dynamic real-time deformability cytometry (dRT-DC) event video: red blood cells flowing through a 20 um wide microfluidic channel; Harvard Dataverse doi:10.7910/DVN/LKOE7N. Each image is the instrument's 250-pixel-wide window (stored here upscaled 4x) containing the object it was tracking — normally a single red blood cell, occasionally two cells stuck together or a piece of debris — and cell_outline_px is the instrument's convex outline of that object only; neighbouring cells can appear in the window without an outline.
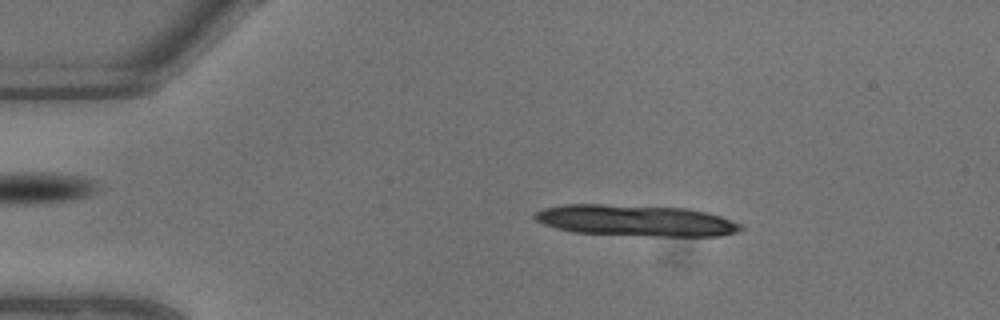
{"species": "common noctule bat (a hibernating species)", "species_latin": "Nyctalus noctula", "temperature_condition": "warm", "stored_images_in_passage": 7, "camera_frame_rate_fps": 3000, "um_per_image_px": 0.085, "animal": {"sex": "male", "body_mass_g": 13.3}, "frame": {"image": 1, "passage_image": 3, "time_ms": 0.667, "image_size_px": [1000, 320], "cell_outline_px": [[744, 228], [736, 232], [720, 236], [652, 236], [572, 232], [556, 228], [544, 224], [536, 220], [532, 216], [536, 212], [544, 208], [564, 204], [604, 204], [692, 208], [708, 212], [744, 224]], "centroid_in_image_um": [54.08, 18.74], "position_along_channel_um": 30.9, "area_um2": 37.86}}
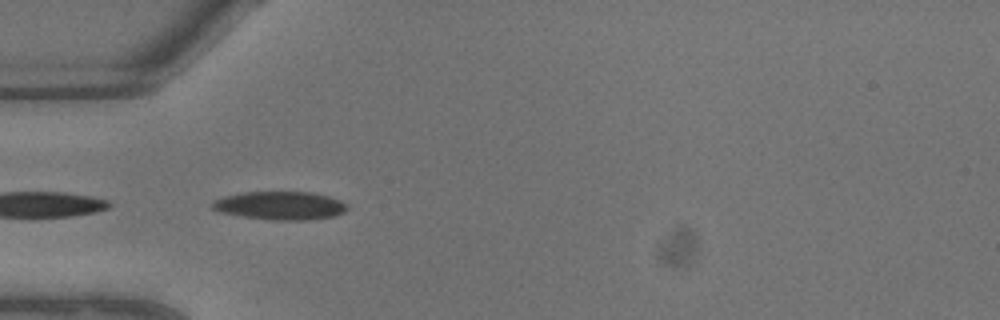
{"frame": {"image": 2, "passage_image": 6, "time_ms": 1.667, "image_size_px": [1000, 320], "cell_outline_px": [[348, 208], [344, 212], [336, 216], [308, 220], [272, 220], [244, 216], [220, 212], [212, 208], [208, 204], [212, 200], [224, 196], [244, 192], [312, 192], [328, 196], [340, 200], [348, 204]], "centroid_in_image_um": [23.81, 17.47], "position_along_channel_um": 61.2, "area_um2": 22.43}}